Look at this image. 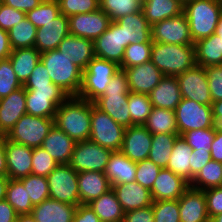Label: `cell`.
<instances>
[{
  "mask_svg": "<svg viewBox=\"0 0 222 222\" xmlns=\"http://www.w3.org/2000/svg\"><path fill=\"white\" fill-rule=\"evenodd\" d=\"M6 138V135L0 134V176H7L8 173L5 155Z\"/></svg>",
  "mask_w": 222,
  "mask_h": 222,
  "instance_id": "64",
  "label": "cell"
},
{
  "mask_svg": "<svg viewBox=\"0 0 222 222\" xmlns=\"http://www.w3.org/2000/svg\"><path fill=\"white\" fill-rule=\"evenodd\" d=\"M152 209L154 222H180L178 199L153 201Z\"/></svg>",
  "mask_w": 222,
  "mask_h": 222,
  "instance_id": "47",
  "label": "cell"
},
{
  "mask_svg": "<svg viewBox=\"0 0 222 222\" xmlns=\"http://www.w3.org/2000/svg\"><path fill=\"white\" fill-rule=\"evenodd\" d=\"M189 186L201 190L222 186V163L211 159L193 178Z\"/></svg>",
  "mask_w": 222,
  "mask_h": 222,
  "instance_id": "41",
  "label": "cell"
},
{
  "mask_svg": "<svg viewBox=\"0 0 222 222\" xmlns=\"http://www.w3.org/2000/svg\"><path fill=\"white\" fill-rule=\"evenodd\" d=\"M181 137L192 149L210 151L211 144L215 137V128L187 131L183 133Z\"/></svg>",
  "mask_w": 222,
  "mask_h": 222,
  "instance_id": "50",
  "label": "cell"
},
{
  "mask_svg": "<svg viewBox=\"0 0 222 222\" xmlns=\"http://www.w3.org/2000/svg\"><path fill=\"white\" fill-rule=\"evenodd\" d=\"M123 27L116 21H111L108 29L94 41L96 57L115 62L121 66L124 56Z\"/></svg>",
  "mask_w": 222,
  "mask_h": 222,
  "instance_id": "16",
  "label": "cell"
},
{
  "mask_svg": "<svg viewBox=\"0 0 222 222\" xmlns=\"http://www.w3.org/2000/svg\"><path fill=\"white\" fill-rule=\"evenodd\" d=\"M17 214L7 200L0 201V222H16Z\"/></svg>",
  "mask_w": 222,
  "mask_h": 222,
  "instance_id": "62",
  "label": "cell"
},
{
  "mask_svg": "<svg viewBox=\"0 0 222 222\" xmlns=\"http://www.w3.org/2000/svg\"><path fill=\"white\" fill-rule=\"evenodd\" d=\"M152 134L143 125L127 127L121 152L133 162L148 159L151 149Z\"/></svg>",
  "mask_w": 222,
  "mask_h": 222,
  "instance_id": "17",
  "label": "cell"
},
{
  "mask_svg": "<svg viewBox=\"0 0 222 222\" xmlns=\"http://www.w3.org/2000/svg\"><path fill=\"white\" fill-rule=\"evenodd\" d=\"M8 182H9L8 176H0V201L6 199Z\"/></svg>",
  "mask_w": 222,
  "mask_h": 222,
  "instance_id": "66",
  "label": "cell"
},
{
  "mask_svg": "<svg viewBox=\"0 0 222 222\" xmlns=\"http://www.w3.org/2000/svg\"><path fill=\"white\" fill-rule=\"evenodd\" d=\"M11 52L12 49L9 43L8 31L0 28V60L9 58Z\"/></svg>",
  "mask_w": 222,
  "mask_h": 222,
  "instance_id": "63",
  "label": "cell"
},
{
  "mask_svg": "<svg viewBox=\"0 0 222 222\" xmlns=\"http://www.w3.org/2000/svg\"><path fill=\"white\" fill-rule=\"evenodd\" d=\"M142 8L140 0H100V9L116 21L125 15L137 13Z\"/></svg>",
  "mask_w": 222,
  "mask_h": 222,
  "instance_id": "43",
  "label": "cell"
},
{
  "mask_svg": "<svg viewBox=\"0 0 222 222\" xmlns=\"http://www.w3.org/2000/svg\"><path fill=\"white\" fill-rule=\"evenodd\" d=\"M193 42L215 33L222 4L218 0H190L183 4Z\"/></svg>",
  "mask_w": 222,
  "mask_h": 222,
  "instance_id": "5",
  "label": "cell"
},
{
  "mask_svg": "<svg viewBox=\"0 0 222 222\" xmlns=\"http://www.w3.org/2000/svg\"><path fill=\"white\" fill-rule=\"evenodd\" d=\"M151 39L156 43L194 44L189 23L184 13L153 24L151 26Z\"/></svg>",
  "mask_w": 222,
  "mask_h": 222,
  "instance_id": "13",
  "label": "cell"
},
{
  "mask_svg": "<svg viewBox=\"0 0 222 222\" xmlns=\"http://www.w3.org/2000/svg\"><path fill=\"white\" fill-rule=\"evenodd\" d=\"M206 196L207 213L210 220L222 213V186L204 190Z\"/></svg>",
  "mask_w": 222,
  "mask_h": 222,
  "instance_id": "55",
  "label": "cell"
},
{
  "mask_svg": "<svg viewBox=\"0 0 222 222\" xmlns=\"http://www.w3.org/2000/svg\"><path fill=\"white\" fill-rule=\"evenodd\" d=\"M212 102L222 100V64L205 67Z\"/></svg>",
  "mask_w": 222,
  "mask_h": 222,
  "instance_id": "53",
  "label": "cell"
},
{
  "mask_svg": "<svg viewBox=\"0 0 222 222\" xmlns=\"http://www.w3.org/2000/svg\"><path fill=\"white\" fill-rule=\"evenodd\" d=\"M94 102L69 96L58 108L54 125L76 142L89 140Z\"/></svg>",
  "mask_w": 222,
  "mask_h": 222,
  "instance_id": "1",
  "label": "cell"
},
{
  "mask_svg": "<svg viewBox=\"0 0 222 222\" xmlns=\"http://www.w3.org/2000/svg\"><path fill=\"white\" fill-rule=\"evenodd\" d=\"M191 153L192 148L181 136H178L174 142L172 153L170 154L169 162L166 167V169L182 177L189 184L191 183Z\"/></svg>",
  "mask_w": 222,
  "mask_h": 222,
  "instance_id": "34",
  "label": "cell"
},
{
  "mask_svg": "<svg viewBox=\"0 0 222 222\" xmlns=\"http://www.w3.org/2000/svg\"><path fill=\"white\" fill-rule=\"evenodd\" d=\"M217 127L222 131V122Z\"/></svg>",
  "mask_w": 222,
  "mask_h": 222,
  "instance_id": "70",
  "label": "cell"
},
{
  "mask_svg": "<svg viewBox=\"0 0 222 222\" xmlns=\"http://www.w3.org/2000/svg\"><path fill=\"white\" fill-rule=\"evenodd\" d=\"M26 113V89L22 86L0 99V134L7 135Z\"/></svg>",
  "mask_w": 222,
  "mask_h": 222,
  "instance_id": "20",
  "label": "cell"
},
{
  "mask_svg": "<svg viewBox=\"0 0 222 222\" xmlns=\"http://www.w3.org/2000/svg\"><path fill=\"white\" fill-rule=\"evenodd\" d=\"M149 98L153 107L174 111L181 102L182 96L176 76H165L150 92Z\"/></svg>",
  "mask_w": 222,
  "mask_h": 222,
  "instance_id": "30",
  "label": "cell"
},
{
  "mask_svg": "<svg viewBox=\"0 0 222 222\" xmlns=\"http://www.w3.org/2000/svg\"><path fill=\"white\" fill-rule=\"evenodd\" d=\"M69 34V18L61 13L37 29L34 47L40 53L55 50Z\"/></svg>",
  "mask_w": 222,
  "mask_h": 222,
  "instance_id": "19",
  "label": "cell"
},
{
  "mask_svg": "<svg viewBox=\"0 0 222 222\" xmlns=\"http://www.w3.org/2000/svg\"><path fill=\"white\" fill-rule=\"evenodd\" d=\"M72 222H101L88 204L77 206Z\"/></svg>",
  "mask_w": 222,
  "mask_h": 222,
  "instance_id": "59",
  "label": "cell"
},
{
  "mask_svg": "<svg viewBox=\"0 0 222 222\" xmlns=\"http://www.w3.org/2000/svg\"><path fill=\"white\" fill-rule=\"evenodd\" d=\"M128 107L131 117V126L143 125L153 109V104L150 101L149 95L130 92Z\"/></svg>",
  "mask_w": 222,
  "mask_h": 222,
  "instance_id": "42",
  "label": "cell"
},
{
  "mask_svg": "<svg viewBox=\"0 0 222 222\" xmlns=\"http://www.w3.org/2000/svg\"><path fill=\"white\" fill-rule=\"evenodd\" d=\"M80 204H88L110 190L111 184L104 172H78Z\"/></svg>",
  "mask_w": 222,
  "mask_h": 222,
  "instance_id": "28",
  "label": "cell"
},
{
  "mask_svg": "<svg viewBox=\"0 0 222 222\" xmlns=\"http://www.w3.org/2000/svg\"><path fill=\"white\" fill-rule=\"evenodd\" d=\"M58 165L42 147L33 148L31 174L47 177Z\"/></svg>",
  "mask_w": 222,
  "mask_h": 222,
  "instance_id": "49",
  "label": "cell"
},
{
  "mask_svg": "<svg viewBox=\"0 0 222 222\" xmlns=\"http://www.w3.org/2000/svg\"><path fill=\"white\" fill-rule=\"evenodd\" d=\"M69 18V33L95 41L111 23L110 17L100 8L90 13L76 14Z\"/></svg>",
  "mask_w": 222,
  "mask_h": 222,
  "instance_id": "15",
  "label": "cell"
},
{
  "mask_svg": "<svg viewBox=\"0 0 222 222\" xmlns=\"http://www.w3.org/2000/svg\"><path fill=\"white\" fill-rule=\"evenodd\" d=\"M76 208L49 198L35 205L31 215L36 222H72Z\"/></svg>",
  "mask_w": 222,
  "mask_h": 222,
  "instance_id": "29",
  "label": "cell"
},
{
  "mask_svg": "<svg viewBox=\"0 0 222 222\" xmlns=\"http://www.w3.org/2000/svg\"><path fill=\"white\" fill-rule=\"evenodd\" d=\"M54 125V118L36 117L24 114L6 135L7 139L28 147H41Z\"/></svg>",
  "mask_w": 222,
  "mask_h": 222,
  "instance_id": "8",
  "label": "cell"
},
{
  "mask_svg": "<svg viewBox=\"0 0 222 222\" xmlns=\"http://www.w3.org/2000/svg\"><path fill=\"white\" fill-rule=\"evenodd\" d=\"M143 126L153 134H178L175 111L153 107Z\"/></svg>",
  "mask_w": 222,
  "mask_h": 222,
  "instance_id": "37",
  "label": "cell"
},
{
  "mask_svg": "<svg viewBox=\"0 0 222 222\" xmlns=\"http://www.w3.org/2000/svg\"><path fill=\"white\" fill-rule=\"evenodd\" d=\"M124 71L130 92L138 94L149 95L164 77V74L151 61L125 68Z\"/></svg>",
  "mask_w": 222,
  "mask_h": 222,
  "instance_id": "18",
  "label": "cell"
},
{
  "mask_svg": "<svg viewBox=\"0 0 222 222\" xmlns=\"http://www.w3.org/2000/svg\"><path fill=\"white\" fill-rule=\"evenodd\" d=\"M104 173L111 185L133 182L136 162L131 161L121 151H113Z\"/></svg>",
  "mask_w": 222,
  "mask_h": 222,
  "instance_id": "31",
  "label": "cell"
},
{
  "mask_svg": "<svg viewBox=\"0 0 222 222\" xmlns=\"http://www.w3.org/2000/svg\"><path fill=\"white\" fill-rule=\"evenodd\" d=\"M60 12L67 17L90 13L100 8V0H57Z\"/></svg>",
  "mask_w": 222,
  "mask_h": 222,
  "instance_id": "52",
  "label": "cell"
},
{
  "mask_svg": "<svg viewBox=\"0 0 222 222\" xmlns=\"http://www.w3.org/2000/svg\"><path fill=\"white\" fill-rule=\"evenodd\" d=\"M183 4L190 1V0H180Z\"/></svg>",
  "mask_w": 222,
  "mask_h": 222,
  "instance_id": "71",
  "label": "cell"
},
{
  "mask_svg": "<svg viewBox=\"0 0 222 222\" xmlns=\"http://www.w3.org/2000/svg\"><path fill=\"white\" fill-rule=\"evenodd\" d=\"M70 61L84 71L95 57L94 41L69 34L57 48Z\"/></svg>",
  "mask_w": 222,
  "mask_h": 222,
  "instance_id": "25",
  "label": "cell"
},
{
  "mask_svg": "<svg viewBox=\"0 0 222 222\" xmlns=\"http://www.w3.org/2000/svg\"><path fill=\"white\" fill-rule=\"evenodd\" d=\"M141 10L152 26L183 13V3L180 0H144Z\"/></svg>",
  "mask_w": 222,
  "mask_h": 222,
  "instance_id": "32",
  "label": "cell"
},
{
  "mask_svg": "<svg viewBox=\"0 0 222 222\" xmlns=\"http://www.w3.org/2000/svg\"><path fill=\"white\" fill-rule=\"evenodd\" d=\"M43 0H0L1 3L22 12H29L37 7Z\"/></svg>",
  "mask_w": 222,
  "mask_h": 222,
  "instance_id": "60",
  "label": "cell"
},
{
  "mask_svg": "<svg viewBox=\"0 0 222 222\" xmlns=\"http://www.w3.org/2000/svg\"><path fill=\"white\" fill-rule=\"evenodd\" d=\"M129 93L127 75L123 69H119L110 80L105 93L94 101V105L116 123L125 128L130 127Z\"/></svg>",
  "mask_w": 222,
  "mask_h": 222,
  "instance_id": "2",
  "label": "cell"
},
{
  "mask_svg": "<svg viewBox=\"0 0 222 222\" xmlns=\"http://www.w3.org/2000/svg\"><path fill=\"white\" fill-rule=\"evenodd\" d=\"M59 14L61 12L57 0H43L37 7L26 13V18L38 29L54 20Z\"/></svg>",
  "mask_w": 222,
  "mask_h": 222,
  "instance_id": "45",
  "label": "cell"
},
{
  "mask_svg": "<svg viewBox=\"0 0 222 222\" xmlns=\"http://www.w3.org/2000/svg\"><path fill=\"white\" fill-rule=\"evenodd\" d=\"M88 205L99 217L101 222H122L125 212L120 205L116 193L111 188Z\"/></svg>",
  "mask_w": 222,
  "mask_h": 222,
  "instance_id": "33",
  "label": "cell"
},
{
  "mask_svg": "<svg viewBox=\"0 0 222 222\" xmlns=\"http://www.w3.org/2000/svg\"><path fill=\"white\" fill-rule=\"evenodd\" d=\"M178 134H153L148 159L160 168H166Z\"/></svg>",
  "mask_w": 222,
  "mask_h": 222,
  "instance_id": "38",
  "label": "cell"
},
{
  "mask_svg": "<svg viewBox=\"0 0 222 222\" xmlns=\"http://www.w3.org/2000/svg\"><path fill=\"white\" fill-rule=\"evenodd\" d=\"M189 187V183L171 170L162 168L153 183L151 195L153 201L177 200Z\"/></svg>",
  "mask_w": 222,
  "mask_h": 222,
  "instance_id": "23",
  "label": "cell"
},
{
  "mask_svg": "<svg viewBox=\"0 0 222 222\" xmlns=\"http://www.w3.org/2000/svg\"><path fill=\"white\" fill-rule=\"evenodd\" d=\"M116 22L123 27L125 48L136 42H153L151 39V25L144 17L142 10L125 15Z\"/></svg>",
  "mask_w": 222,
  "mask_h": 222,
  "instance_id": "26",
  "label": "cell"
},
{
  "mask_svg": "<svg viewBox=\"0 0 222 222\" xmlns=\"http://www.w3.org/2000/svg\"><path fill=\"white\" fill-rule=\"evenodd\" d=\"M122 222H154L152 205L126 212Z\"/></svg>",
  "mask_w": 222,
  "mask_h": 222,
  "instance_id": "58",
  "label": "cell"
},
{
  "mask_svg": "<svg viewBox=\"0 0 222 222\" xmlns=\"http://www.w3.org/2000/svg\"><path fill=\"white\" fill-rule=\"evenodd\" d=\"M46 178L50 199L80 205L78 172L69 164H58Z\"/></svg>",
  "mask_w": 222,
  "mask_h": 222,
  "instance_id": "9",
  "label": "cell"
},
{
  "mask_svg": "<svg viewBox=\"0 0 222 222\" xmlns=\"http://www.w3.org/2000/svg\"><path fill=\"white\" fill-rule=\"evenodd\" d=\"M192 160L190 163L191 181L198 174L204 165L211 160L210 151L201 149H192Z\"/></svg>",
  "mask_w": 222,
  "mask_h": 222,
  "instance_id": "57",
  "label": "cell"
},
{
  "mask_svg": "<svg viewBox=\"0 0 222 222\" xmlns=\"http://www.w3.org/2000/svg\"><path fill=\"white\" fill-rule=\"evenodd\" d=\"M153 42L133 43L124 50L120 69L130 68L151 61V48Z\"/></svg>",
  "mask_w": 222,
  "mask_h": 222,
  "instance_id": "44",
  "label": "cell"
},
{
  "mask_svg": "<svg viewBox=\"0 0 222 222\" xmlns=\"http://www.w3.org/2000/svg\"><path fill=\"white\" fill-rule=\"evenodd\" d=\"M125 127L116 123L107 113L92 106L89 140L113 151H120Z\"/></svg>",
  "mask_w": 222,
  "mask_h": 222,
  "instance_id": "11",
  "label": "cell"
},
{
  "mask_svg": "<svg viewBox=\"0 0 222 222\" xmlns=\"http://www.w3.org/2000/svg\"><path fill=\"white\" fill-rule=\"evenodd\" d=\"M161 169L162 168L150 159H144L143 161L136 162L135 181L151 191L153 183Z\"/></svg>",
  "mask_w": 222,
  "mask_h": 222,
  "instance_id": "51",
  "label": "cell"
},
{
  "mask_svg": "<svg viewBox=\"0 0 222 222\" xmlns=\"http://www.w3.org/2000/svg\"><path fill=\"white\" fill-rule=\"evenodd\" d=\"M176 79L182 98L190 99L200 104H212L205 67L196 65L177 75Z\"/></svg>",
  "mask_w": 222,
  "mask_h": 222,
  "instance_id": "14",
  "label": "cell"
},
{
  "mask_svg": "<svg viewBox=\"0 0 222 222\" xmlns=\"http://www.w3.org/2000/svg\"><path fill=\"white\" fill-rule=\"evenodd\" d=\"M40 52L35 47L12 50L9 60L17 79L23 85L40 61Z\"/></svg>",
  "mask_w": 222,
  "mask_h": 222,
  "instance_id": "36",
  "label": "cell"
},
{
  "mask_svg": "<svg viewBox=\"0 0 222 222\" xmlns=\"http://www.w3.org/2000/svg\"><path fill=\"white\" fill-rule=\"evenodd\" d=\"M26 18V13L0 2V28L8 31Z\"/></svg>",
  "mask_w": 222,
  "mask_h": 222,
  "instance_id": "54",
  "label": "cell"
},
{
  "mask_svg": "<svg viewBox=\"0 0 222 222\" xmlns=\"http://www.w3.org/2000/svg\"><path fill=\"white\" fill-rule=\"evenodd\" d=\"M210 222H222V213L214 216Z\"/></svg>",
  "mask_w": 222,
  "mask_h": 222,
  "instance_id": "69",
  "label": "cell"
},
{
  "mask_svg": "<svg viewBox=\"0 0 222 222\" xmlns=\"http://www.w3.org/2000/svg\"><path fill=\"white\" fill-rule=\"evenodd\" d=\"M33 148L6 138L5 155L9 179H20L31 174Z\"/></svg>",
  "mask_w": 222,
  "mask_h": 222,
  "instance_id": "22",
  "label": "cell"
},
{
  "mask_svg": "<svg viewBox=\"0 0 222 222\" xmlns=\"http://www.w3.org/2000/svg\"><path fill=\"white\" fill-rule=\"evenodd\" d=\"M175 111L178 135L191 130L216 128L211 105L182 98Z\"/></svg>",
  "mask_w": 222,
  "mask_h": 222,
  "instance_id": "10",
  "label": "cell"
},
{
  "mask_svg": "<svg viewBox=\"0 0 222 222\" xmlns=\"http://www.w3.org/2000/svg\"><path fill=\"white\" fill-rule=\"evenodd\" d=\"M54 85L49 77L48 70L41 60L36 64L30 77L23 84L24 88H36V86Z\"/></svg>",
  "mask_w": 222,
  "mask_h": 222,
  "instance_id": "56",
  "label": "cell"
},
{
  "mask_svg": "<svg viewBox=\"0 0 222 222\" xmlns=\"http://www.w3.org/2000/svg\"><path fill=\"white\" fill-rule=\"evenodd\" d=\"M211 108L214 122L218 126L222 122V100L212 102Z\"/></svg>",
  "mask_w": 222,
  "mask_h": 222,
  "instance_id": "65",
  "label": "cell"
},
{
  "mask_svg": "<svg viewBox=\"0 0 222 222\" xmlns=\"http://www.w3.org/2000/svg\"><path fill=\"white\" fill-rule=\"evenodd\" d=\"M76 141L70 138L56 125L50 129L41 147L45 149L58 164H69Z\"/></svg>",
  "mask_w": 222,
  "mask_h": 222,
  "instance_id": "27",
  "label": "cell"
},
{
  "mask_svg": "<svg viewBox=\"0 0 222 222\" xmlns=\"http://www.w3.org/2000/svg\"><path fill=\"white\" fill-rule=\"evenodd\" d=\"M196 63L198 66L222 64V40L219 35L213 33L209 37L194 43Z\"/></svg>",
  "mask_w": 222,
  "mask_h": 222,
  "instance_id": "35",
  "label": "cell"
},
{
  "mask_svg": "<svg viewBox=\"0 0 222 222\" xmlns=\"http://www.w3.org/2000/svg\"><path fill=\"white\" fill-rule=\"evenodd\" d=\"M178 201L180 222H210L204 190L189 186Z\"/></svg>",
  "mask_w": 222,
  "mask_h": 222,
  "instance_id": "21",
  "label": "cell"
},
{
  "mask_svg": "<svg viewBox=\"0 0 222 222\" xmlns=\"http://www.w3.org/2000/svg\"><path fill=\"white\" fill-rule=\"evenodd\" d=\"M40 60L48 70L54 85L69 96H78L82 85L83 71L58 49L40 54Z\"/></svg>",
  "mask_w": 222,
  "mask_h": 222,
  "instance_id": "4",
  "label": "cell"
},
{
  "mask_svg": "<svg viewBox=\"0 0 222 222\" xmlns=\"http://www.w3.org/2000/svg\"><path fill=\"white\" fill-rule=\"evenodd\" d=\"M119 69L115 62L95 56L83 71L82 85L77 97L94 102L105 93L110 80Z\"/></svg>",
  "mask_w": 222,
  "mask_h": 222,
  "instance_id": "6",
  "label": "cell"
},
{
  "mask_svg": "<svg viewBox=\"0 0 222 222\" xmlns=\"http://www.w3.org/2000/svg\"><path fill=\"white\" fill-rule=\"evenodd\" d=\"M37 28L24 18L18 24L8 30L9 43L12 50L34 47Z\"/></svg>",
  "mask_w": 222,
  "mask_h": 222,
  "instance_id": "40",
  "label": "cell"
},
{
  "mask_svg": "<svg viewBox=\"0 0 222 222\" xmlns=\"http://www.w3.org/2000/svg\"><path fill=\"white\" fill-rule=\"evenodd\" d=\"M23 85L19 82L9 58L0 60V99Z\"/></svg>",
  "mask_w": 222,
  "mask_h": 222,
  "instance_id": "48",
  "label": "cell"
},
{
  "mask_svg": "<svg viewBox=\"0 0 222 222\" xmlns=\"http://www.w3.org/2000/svg\"><path fill=\"white\" fill-rule=\"evenodd\" d=\"M211 159L222 163V131L216 126L215 137L210 147Z\"/></svg>",
  "mask_w": 222,
  "mask_h": 222,
  "instance_id": "61",
  "label": "cell"
},
{
  "mask_svg": "<svg viewBox=\"0 0 222 222\" xmlns=\"http://www.w3.org/2000/svg\"><path fill=\"white\" fill-rule=\"evenodd\" d=\"M151 62L165 75L177 76L197 65L194 44L153 42Z\"/></svg>",
  "mask_w": 222,
  "mask_h": 222,
  "instance_id": "3",
  "label": "cell"
},
{
  "mask_svg": "<svg viewBox=\"0 0 222 222\" xmlns=\"http://www.w3.org/2000/svg\"><path fill=\"white\" fill-rule=\"evenodd\" d=\"M113 150L102 147L91 140L76 143L69 165L76 172H105Z\"/></svg>",
  "mask_w": 222,
  "mask_h": 222,
  "instance_id": "12",
  "label": "cell"
},
{
  "mask_svg": "<svg viewBox=\"0 0 222 222\" xmlns=\"http://www.w3.org/2000/svg\"><path fill=\"white\" fill-rule=\"evenodd\" d=\"M16 222H36L31 214L17 215Z\"/></svg>",
  "mask_w": 222,
  "mask_h": 222,
  "instance_id": "67",
  "label": "cell"
},
{
  "mask_svg": "<svg viewBox=\"0 0 222 222\" xmlns=\"http://www.w3.org/2000/svg\"><path fill=\"white\" fill-rule=\"evenodd\" d=\"M19 180L23 183L24 188H26L33 206L50 198L48 182L45 176L29 174Z\"/></svg>",
  "mask_w": 222,
  "mask_h": 222,
  "instance_id": "46",
  "label": "cell"
},
{
  "mask_svg": "<svg viewBox=\"0 0 222 222\" xmlns=\"http://www.w3.org/2000/svg\"><path fill=\"white\" fill-rule=\"evenodd\" d=\"M6 200L17 215L31 214L34 207L26 188L19 179H9Z\"/></svg>",
  "mask_w": 222,
  "mask_h": 222,
  "instance_id": "39",
  "label": "cell"
},
{
  "mask_svg": "<svg viewBox=\"0 0 222 222\" xmlns=\"http://www.w3.org/2000/svg\"><path fill=\"white\" fill-rule=\"evenodd\" d=\"M111 187L116 193L117 199L125 213L151 206L153 203L151 191L136 181L113 184Z\"/></svg>",
  "mask_w": 222,
  "mask_h": 222,
  "instance_id": "24",
  "label": "cell"
},
{
  "mask_svg": "<svg viewBox=\"0 0 222 222\" xmlns=\"http://www.w3.org/2000/svg\"><path fill=\"white\" fill-rule=\"evenodd\" d=\"M215 34L219 35L222 40V13L220 15V19L215 30Z\"/></svg>",
  "mask_w": 222,
  "mask_h": 222,
  "instance_id": "68",
  "label": "cell"
},
{
  "mask_svg": "<svg viewBox=\"0 0 222 222\" xmlns=\"http://www.w3.org/2000/svg\"><path fill=\"white\" fill-rule=\"evenodd\" d=\"M26 89V112L36 117L55 118L57 108L69 97L57 85Z\"/></svg>",
  "mask_w": 222,
  "mask_h": 222,
  "instance_id": "7",
  "label": "cell"
}]
</instances>
